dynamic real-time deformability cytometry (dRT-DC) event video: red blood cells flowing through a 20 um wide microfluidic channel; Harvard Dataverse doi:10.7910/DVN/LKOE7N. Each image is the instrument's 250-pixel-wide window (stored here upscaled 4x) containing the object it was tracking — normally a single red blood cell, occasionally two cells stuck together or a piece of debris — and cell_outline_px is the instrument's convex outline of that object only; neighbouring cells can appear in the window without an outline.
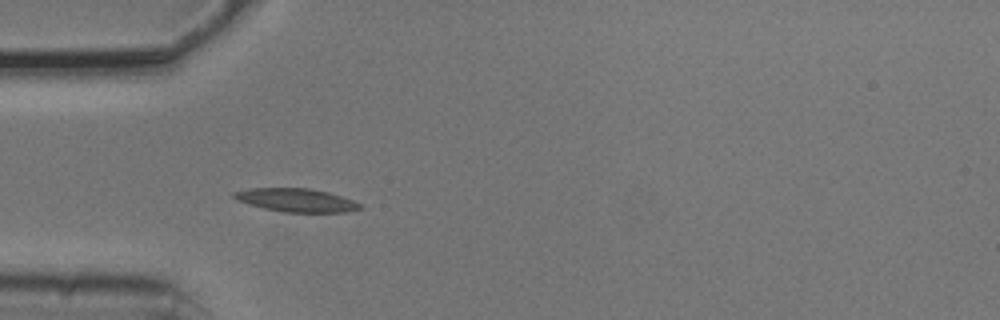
{"species": "common noctule bat (a hibernating species)", "species_latin": "Nyctalus noctula", "temperature_condition": "cold", "stored_images_in_passage": 8, "camera_frame_rate_fps": 3000, "um_per_image_px": 0.085, "animal": {"sex": "male", "body_mass_g": 20.5, "forearm_length_mm": 52.5}, "frame": {"image": 1, "passage_image": 3, "time_ms": 0.667, "image_size_px": [1000, 320], "cell_outline_px": [[364, 208], [344, 212], [284, 212], [264, 208], [248, 204], [236, 200], [232, 196], [232, 192], [252, 188], [308, 188], [328, 192], [352, 200], [360, 204]], "centroid_in_image_um": [25.15, 17.01], "position_along_channel_um": 59.8, "area_um2": 17.05}}
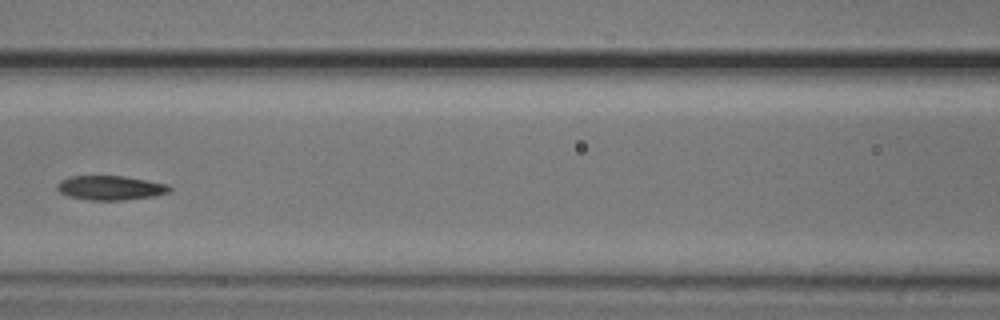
{"frame": {"image": 2, "passage_image": 5, "time_ms": 1.333, "image_size_px": [1000, 320], "cell_outline_px": [[172, 188], [168, 192], [156, 196], [120, 200], [88, 200], [68, 196], [60, 192], [56, 188], [56, 184], [60, 180], [72, 176], [124, 176], [168, 184]], "centroid_in_image_um": [9.37, 15.96], "position_along_channel_um": 157.2, "area_um2": 15.95}}
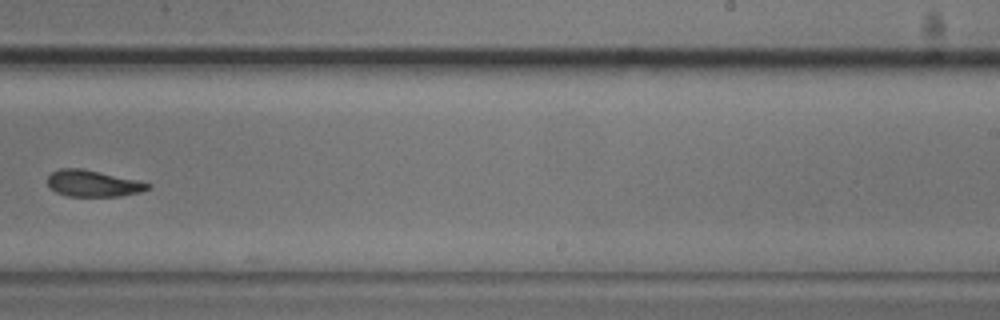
{"frame": {"image": 3, "passage_image": 8, "time_ms": 2.333, "image_size_px": [1000, 320], "cell_outline_px": [[152, 188], [140, 192], [120, 196], [68, 196], [56, 192], [48, 184], [48, 176], [52, 172], [60, 168], [80, 168], [152, 184]], "centroid_in_image_um": [7.9, 15.6], "position_along_channel_um": 281.1, "area_um2": 15.14}}